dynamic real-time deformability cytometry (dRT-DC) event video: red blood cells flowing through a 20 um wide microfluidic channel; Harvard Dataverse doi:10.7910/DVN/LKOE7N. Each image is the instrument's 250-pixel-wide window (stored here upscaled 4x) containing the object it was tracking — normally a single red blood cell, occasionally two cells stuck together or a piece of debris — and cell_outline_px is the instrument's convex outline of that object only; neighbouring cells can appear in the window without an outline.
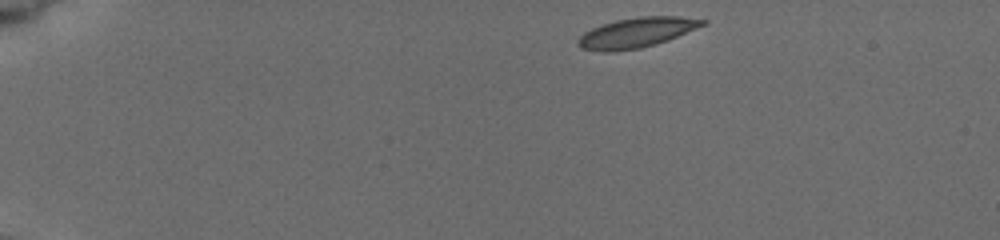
{"species": "common noctule bat (a hibernating species)", "species_latin": "Nyctalus noctula", "temperature_condition": "cold", "stored_images_in_passage": 5, "camera_frame_rate_fps": 3000, "um_per_image_px": 0.085, "animal": {"sex": "female", "body_mass_g": 19.5, "forearm_length_mm": 54.1}, "frame": {"image": 1, "passage_image": 1, "time_ms": 0.0, "image_size_px": [1000, 240], "cell_outline_px": [[708, 24], [668, 40], [656, 44], [640, 48], [612, 52], [600, 52], [580, 48], [576, 44], [576, 40], [584, 32], [592, 28], [616, 20], [640, 16], [680, 16], [708, 20]], "centroid_in_image_um": [54.12, 2.78], "position_along_channel_um": 30.9, "area_um2": 22.02}}